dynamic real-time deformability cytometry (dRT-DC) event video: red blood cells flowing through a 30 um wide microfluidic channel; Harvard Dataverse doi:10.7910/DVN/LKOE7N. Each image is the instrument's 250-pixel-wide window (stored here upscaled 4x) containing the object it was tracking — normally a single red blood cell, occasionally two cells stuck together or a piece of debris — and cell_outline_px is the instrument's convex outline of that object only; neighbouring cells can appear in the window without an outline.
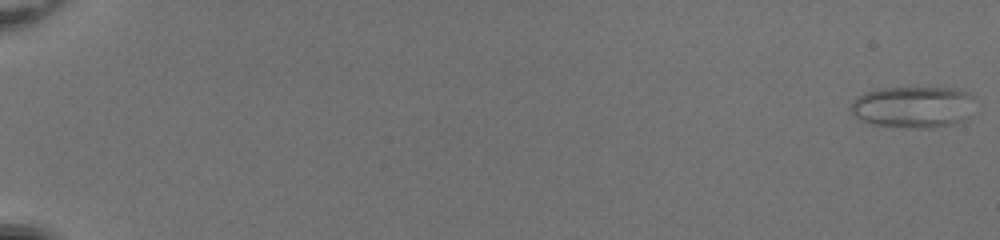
{"species": "common noctule bat (a hibernating species)", "species_latin": "Nyctalus noctula", "temperature_condition": "room temperature", "stored_images_in_passage": 47, "camera_frame_rate_fps": 3000, "um_per_image_px": 0.085, "animal": {"sex": "female", "body_mass_g": 20.0, "forearm_length_mm": 54.0}, "frame": {"image": 1, "passage_image": 1, "time_ms": 0.0, "image_size_px": [1000, 240], "cell_outline_px": [[976, 96], [968, 120], [936, 128], [924, 128], [872, 124], [860, 120], [848, 108], [852, 100], [856, 96], [864, 92], [876, 88], [960, 88]], "centroid_in_image_um": [77.64, 9.08], "position_along_channel_um": 7.4, "area_um2": 30.69}}
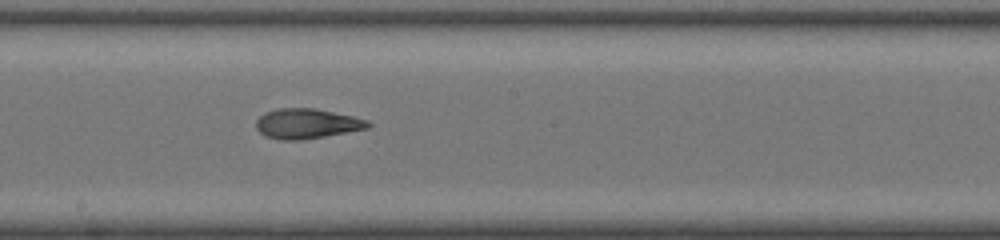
{"frame": {"image": 2, "passage_image": 32, "time_ms": 10.333, "image_size_px": [1000, 240], "cell_outline_px": [[372, 124], [368, 128], [324, 136], [300, 140], [280, 140], [264, 136], [256, 128], [256, 120], [264, 112], [276, 108], [316, 108], [352, 116], [368, 120]], "centroid_in_image_um": [26.04, 10.5], "position_along_channel_um": 222.2, "area_um2": 19.59}}
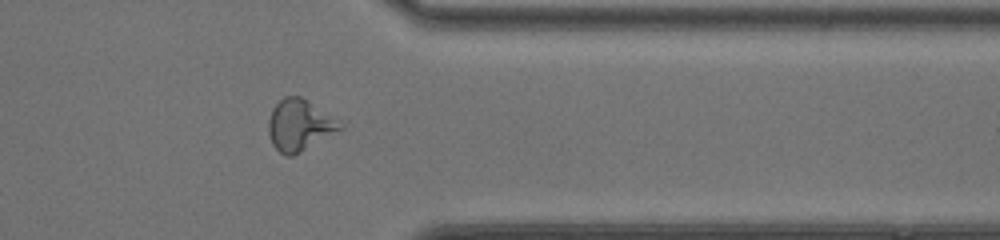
{"frame": {"image": 3, "passage_image": 44, "time_ms": 14.333, "image_size_px": [1000, 240], "cell_outline_px": [[344, 128], [300, 152], [292, 156], [288, 156], [280, 152], [272, 144], [268, 132], [268, 120], [272, 108], [284, 96], [300, 96], [344, 124]], "centroid_in_image_um": [25.44, 10.64], "position_along_channel_um": 386.0, "area_um2": 21.15}}